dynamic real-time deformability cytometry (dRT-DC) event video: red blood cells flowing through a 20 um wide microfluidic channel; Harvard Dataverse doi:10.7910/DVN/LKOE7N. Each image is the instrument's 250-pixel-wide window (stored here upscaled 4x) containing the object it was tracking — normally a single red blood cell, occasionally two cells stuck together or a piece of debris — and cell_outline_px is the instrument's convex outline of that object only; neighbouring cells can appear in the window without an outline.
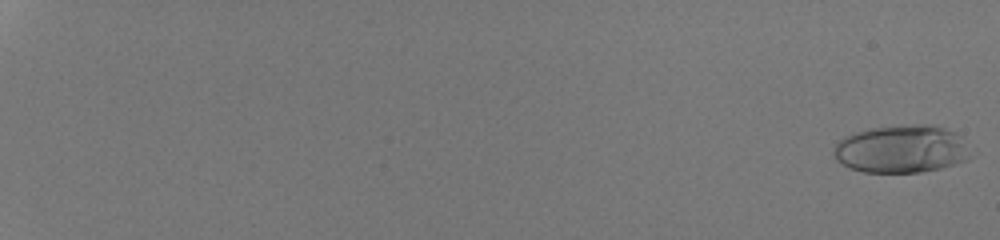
{"species": "human", "species_latin": "Homo sapiens", "temperature_condition": "room temperature", "stored_images_in_passage": 54, "camera_frame_rate_fps": 3000, "um_per_image_px": 0.085, "donor": {"sex": "male"}, "frame": {"image": 1, "passage_image": 2, "time_ms": 0.333, "image_size_px": [1000, 240], "cell_outline_px": [[972, 156], [968, 160], [940, 168], [920, 172], [864, 172], [848, 168], [836, 160], [832, 152], [832, 148], [844, 136], [868, 128], [916, 124], [932, 124], [956, 132]], "centroid_in_image_um": [76.58, 12.67], "position_along_channel_um": 8.4, "area_um2": 38.21}}
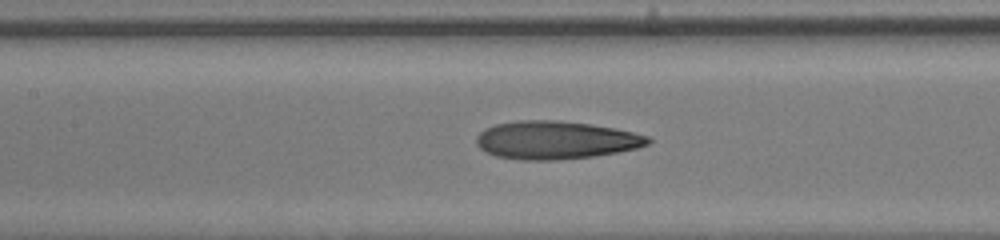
{"frame": {"image": 2, "passage_image": 32, "time_ms": 10.333, "image_size_px": [1000, 240], "cell_outline_px": [[652, 140], [648, 144], [636, 148], [596, 156], [556, 160], [524, 160], [496, 156], [480, 148], [476, 144], [476, 136], [484, 128], [492, 124], [520, 120], [556, 120], [592, 124], [632, 132], [648, 136]], "centroid_in_image_um": [47.2, 11.9], "position_along_channel_um": 160.2, "area_um2": 38.09}}
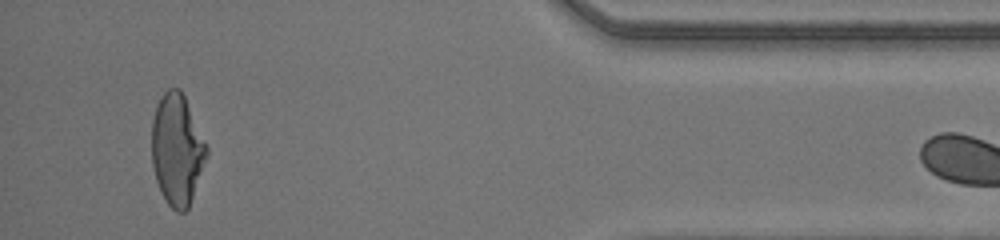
{"frame": {"image": 3, "passage_image": 53, "time_ms": 17.333, "image_size_px": [1000, 240], "cell_outline_px": [[208, 156], [188, 208], [184, 212], [176, 212], [168, 204], [160, 192], [156, 180], [152, 164], [152, 120], [156, 104], [160, 96], [168, 88], [180, 88], [184, 96], [208, 148]], "centroid_in_image_um": [15.03, 12.72], "position_along_channel_um": 420.2, "area_um2": 35.55}}